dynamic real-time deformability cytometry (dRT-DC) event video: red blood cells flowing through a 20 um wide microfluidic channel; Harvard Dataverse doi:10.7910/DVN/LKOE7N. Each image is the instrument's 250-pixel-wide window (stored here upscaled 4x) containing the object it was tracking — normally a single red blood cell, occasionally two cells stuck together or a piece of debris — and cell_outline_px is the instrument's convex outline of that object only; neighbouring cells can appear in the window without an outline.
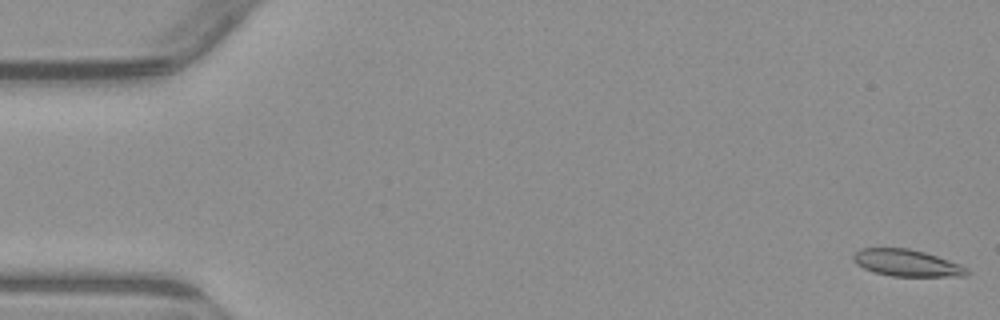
{"species": "common noctule bat (a hibernating species)", "species_latin": "Nyctalus noctula", "temperature_condition": "warm", "stored_images_in_passage": 6, "camera_frame_rate_fps": 3000, "um_per_image_px": 0.085, "animal": {"sex": "male", "body_mass_g": 23.1, "forearm_length_mm": 52.7}, "frame": {"image": 1, "passage_image": 1, "time_ms": 0.0, "image_size_px": [1000, 320], "cell_outline_px": [[972, 272], [968, 276], [892, 276], [876, 272], [864, 268], [856, 264], [852, 260], [852, 256], [860, 248], [908, 248], [924, 252], [960, 264], [968, 268]], "centroid_in_image_um": [77.1, 22.35], "position_along_channel_um": 7.9, "area_um2": 17.74}}
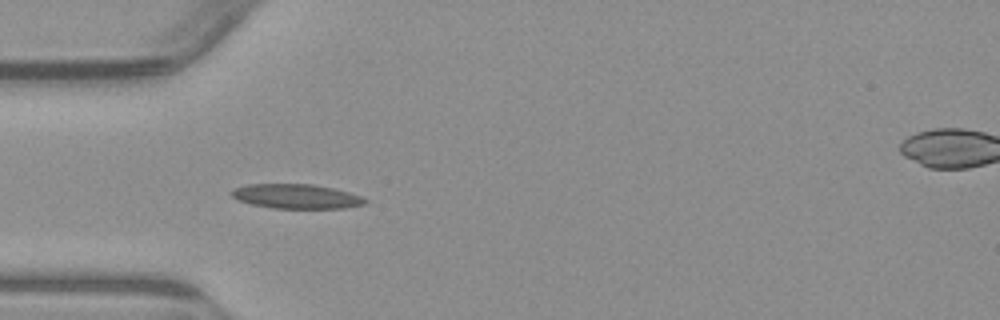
{"frame": {"image": 2, "passage_image": 5, "time_ms": 5.0, "image_size_px": [1000, 320], "cell_outline_px": [[368, 200], [364, 204], [344, 208], [272, 208], [252, 204], [240, 200], [232, 196], [232, 188], [248, 184], [312, 184], [332, 188], [348, 192], [360, 196]], "centroid_in_image_um": [25.18, 16.68], "position_along_channel_um": 59.8, "area_um2": 18.84}}
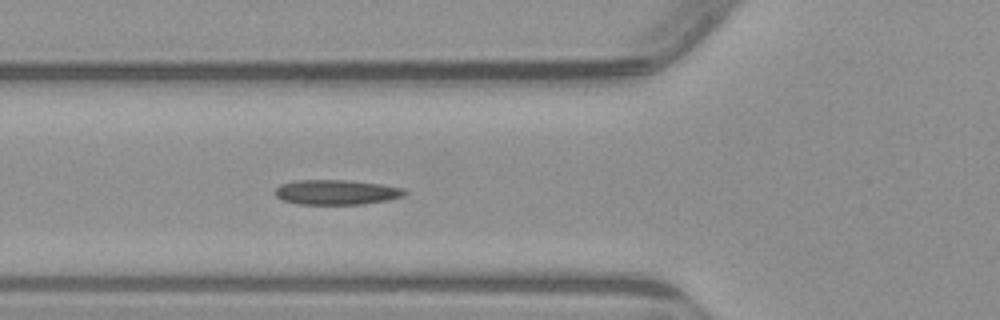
{"frame": {"image": 3, "passage_image": 6, "time_ms": 6.0, "image_size_px": [1000, 320], "cell_outline_px": [[408, 192], [404, 196], [388, 200], [364, 204], [296, 204], [284, 200], [276, 196], [276, 188], [280, 184], [296, 180], [348, 180], [380, 184], [404, 188]], "centroid_in_image_um": [28.62, 16.34], "position_along_channel_um": 97.2, "area_um2": 18.84}}